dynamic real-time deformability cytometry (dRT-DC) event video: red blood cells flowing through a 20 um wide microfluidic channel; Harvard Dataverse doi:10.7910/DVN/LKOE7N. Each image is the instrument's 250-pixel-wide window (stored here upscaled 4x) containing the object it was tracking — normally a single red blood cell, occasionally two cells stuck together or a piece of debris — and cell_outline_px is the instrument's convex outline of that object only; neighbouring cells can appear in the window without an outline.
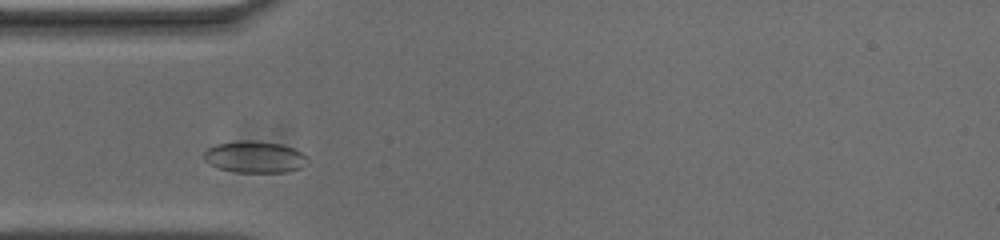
{"species": "common noctule bat (a hibernating species)", "species_latin": "Nyctalus noctula", "temperature_condition": "cold", "stored_images_in_passage": 32, "camera_frame_rate_fps": 3000, "um_per_image_px": 0.085, "animal": {"sex": "male", "body_mass_g": 20.0, "forearm_length_mm": 53.3}, "frame": {"image": 1, "passage_image": 5, "time_ms": 1.333, "image_size_px": [1000, 240], "cell_outline_px": [[308, 164], [300, 168], [288, 172], [236, 172], [220, 168], [208, 164], [204, 160], [204, 152], [208, 148], [216, 144], [240, 140], [256, 140], [280, 144], [292, 148], [308, 156]], "centroid_in_image_um": [21.66, 13.34], "position_along_channel_um": 63.3, "area_um2": 19.25}}
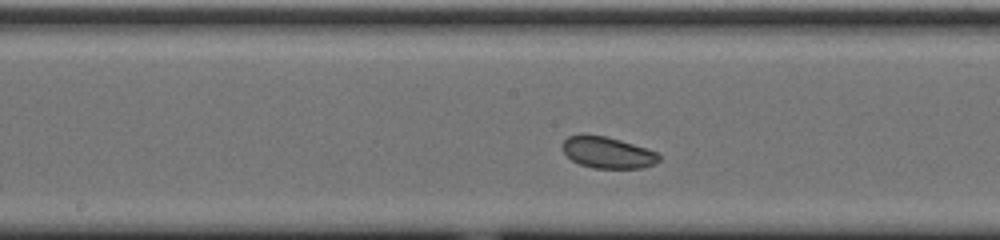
{"frame": {"image": 2, "passage_image": 16, "time_ms": 5.0, "image_size_px": [1000, 240], "cell_outline_px": [[660, 160], [644, 168], [592, 168], [580, 164], [572, 160], [564, 152], [560, 144], [568, 136], [604, 136], [620, 140], [660, 152]], "centroid_in_image_um": [51.68, 12.98], "position_along_channel_um": 196.5, "area_um2": 17.51}}
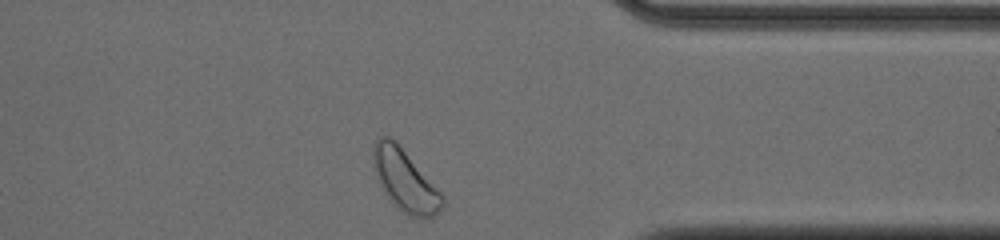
{"frame": {"image": 3, "passage_image": 32, "time_ms": 10.333, "image_size_px": [1000, 240], "cell_outline_px": [[444, 204], [436, 216], [408, 216], [400, 212], [376, 176], [372, 156], [372, 144], [380, 136], [388, 136], [396, 140], [444, 196]], "centroid_in_image_um": [34.42, 15.29], "position_along_channel_um": 377.0, "area_um2": 24.45}, "authors_computed_cell_mechanics": {"area_um2": 18.0914, "velocity_mm_per_s": 3.6305, "shape_relaxation_time_tau1_ms": 4.1102, "shape_relaxation_time_tau2_ms": null, "deformation_change_tau1": 0.044, "deformation_change_tau2": null}}